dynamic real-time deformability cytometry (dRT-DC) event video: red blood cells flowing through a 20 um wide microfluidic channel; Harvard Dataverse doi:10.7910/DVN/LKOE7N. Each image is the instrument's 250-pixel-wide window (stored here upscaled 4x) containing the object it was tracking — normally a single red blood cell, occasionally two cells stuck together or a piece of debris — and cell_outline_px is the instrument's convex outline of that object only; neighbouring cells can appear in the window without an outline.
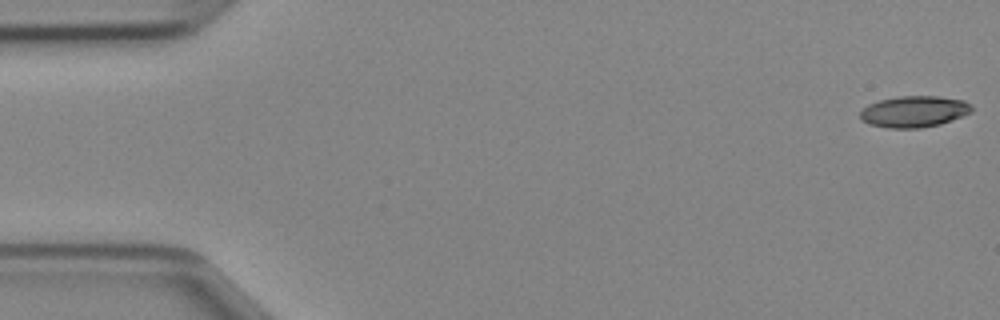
{"species": "Egyptian fruit bat (a non-hibernating species)", "species_latin": "Rousettus aegyptiacus", "temperature_condition": "cold", "stored_images_in_passage": 47, "camera_frame_rate_fps": 3000, "um_per_image_px": 0.085, "animal": {"sex": "female"}, "frame": {"image": 1, "passage_image": 1, "time_ms": 0.0, "image_size_px": [1000, 320], "cell_outline_px": [[972, 112], [940, 124], [920, 128], [888, 128], [868, 124], [860, 120], [860, 112], [868, 104], [880, 100], [900, 96], [940, 96], [964, 100], [972, 104]], "centroid_in_image_um": [77.69, 9.48], "position_along_channel_um": 7.3, "area_um2": 20.46}}
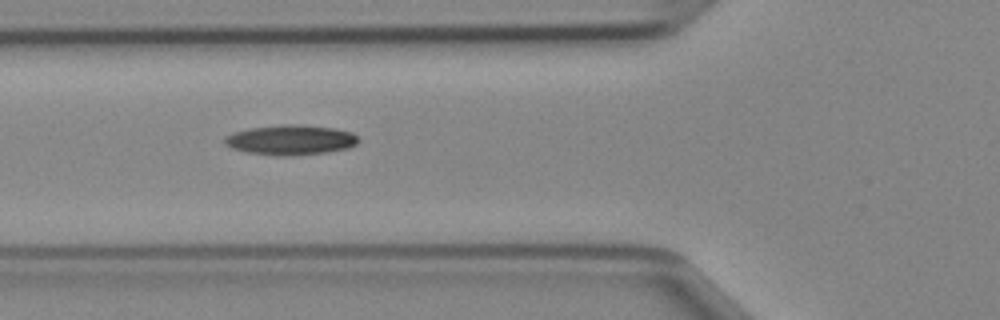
{"frame": {"image": 2, "passage_image": 17, "time_ms": 5.333, "image_size_px": [1000, 320], "cell_outline_px": [[360, 140], [356, 144], [348, 148], [328, 152], [284, 156], [280, 156], [248, 152], [232, 148], [224, 144], [224, 136], [232, 132], [248, 128], [284, 124], [292, 124], [336, 128], [352, 132]], "centroid_in_image_um": [24.69, 11.88], "position_along_channel_um": 101.1, "area_um2": 23.41}}
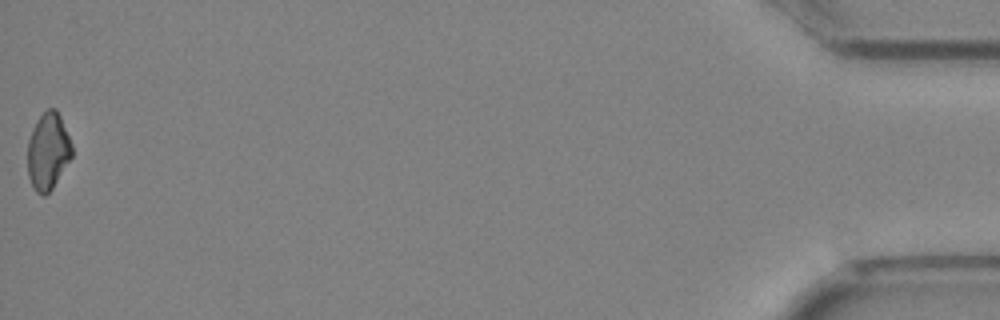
{"frame": {"image": 3, "passage_image": 47, "time_ms": 15.333, "image_size_px": [1000, 320], "cell_outline_px": [[72, 156], [52, 188], [44, 196], [36, 192], [28, 176], [28, 140], [32, 128], [40, 116], [48, 108], [56, 108], [60, 116], [72, 144]], "centroid_in_image_um": [4.08, 12.84], "position_along_channel_um": 431.1, "area_um2": 19.65}}